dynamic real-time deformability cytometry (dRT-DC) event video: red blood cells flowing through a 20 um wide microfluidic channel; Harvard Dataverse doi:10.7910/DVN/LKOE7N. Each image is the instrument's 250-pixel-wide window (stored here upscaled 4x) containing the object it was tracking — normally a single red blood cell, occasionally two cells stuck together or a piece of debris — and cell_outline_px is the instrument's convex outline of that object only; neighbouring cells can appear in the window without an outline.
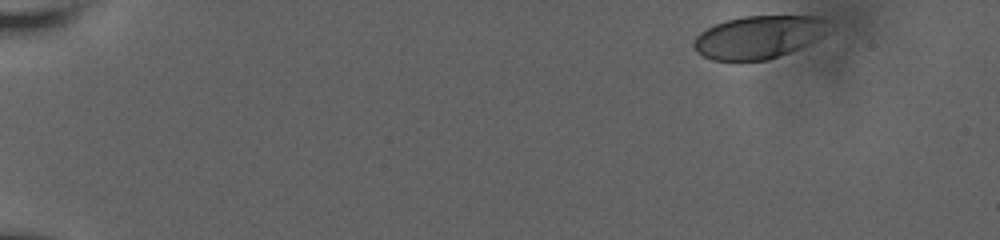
{"species": "human", "species_latin": "Homo sapiens", "temperature_condition": "room temperature", "stored_images_in_passage": 48, "camera_frame_rate_fps": 3000, "um_per_image_px": 0.085, "donor": {"sex": "male"}, "frame": {"image": 1, "passage_image": 1, "time_ms": 0.0, "image_size_px": [1000, 240], "cell_outline_px": [[828, 32], [824, 36], [816, 40], [788, 52], [768, 60], [712, 60], [696, 52], [692, 44], [696, 36], [700, 32], [716, 24], [728, 20], [744, 16], [816, 16], [824, 20]], "centroid_in_image_um": [64.44, 3.15], "position_along_channel_um": 20.6, "area_um2": 33.23}}
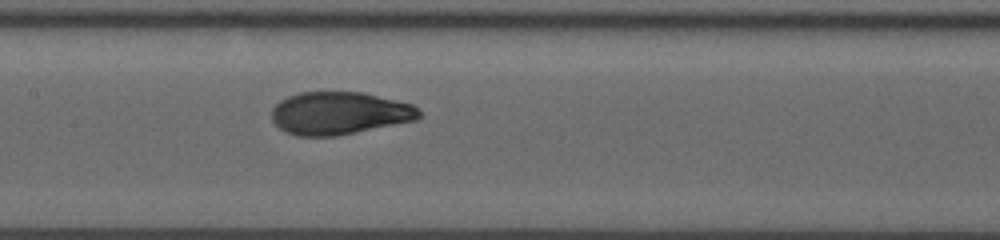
{"frame": {"image": 2, "passage_image": 26, "time_ms": 8.333, "image_size_px": [1000, 240], "cell_outline_px": [[420, 116], [416, 120], [336, 136], [296, 136], [280, 128], [272, 120], [272, 108], [280, 100], [288, 96], [300, 92], [364, 92], [412, 104], [420, 112]], "centroid_in_image_um": [28.83, 9.61], "position_along_channel_um": 178.6, "area_um2": 36.53}}
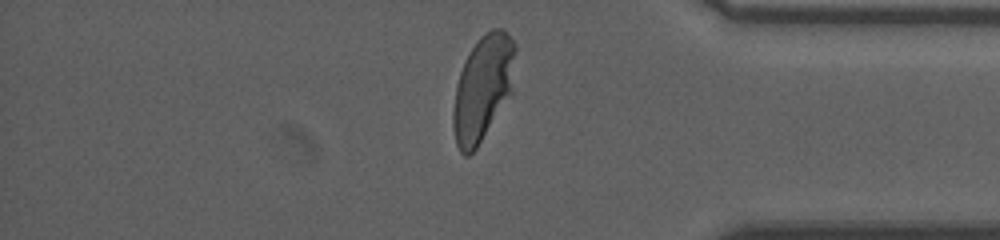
{"frame": {"image": 3, "passage_image": 45, "time_ms": 14.667, "image_size_px": [1000, 240], "cell_outline_px": [[516, 48], [512, 92], [476, 148], [468, 156], [464, 156], [460, 152], [456, 144], [452, 124], [452, 112], [456, 84], [464, 60], [480, 36], [492, 28], [500, 28], [516, 44]], "centroid_in_image_um": [41.02, 7.48], "position_along_channel_um": 394.2, "area_um2": 38.03}, "authors_computed_cell_mechanics": {"area_um2": 36.7897, "velocity_mm_per_s": 3.6366, "shape_relaxation_time_tau1_ms": 4.7839, "shape_relaxation_time_tau2_ms": null, "deformation_change_tau1": 0.2075, "deformation_change_tau2": null}}